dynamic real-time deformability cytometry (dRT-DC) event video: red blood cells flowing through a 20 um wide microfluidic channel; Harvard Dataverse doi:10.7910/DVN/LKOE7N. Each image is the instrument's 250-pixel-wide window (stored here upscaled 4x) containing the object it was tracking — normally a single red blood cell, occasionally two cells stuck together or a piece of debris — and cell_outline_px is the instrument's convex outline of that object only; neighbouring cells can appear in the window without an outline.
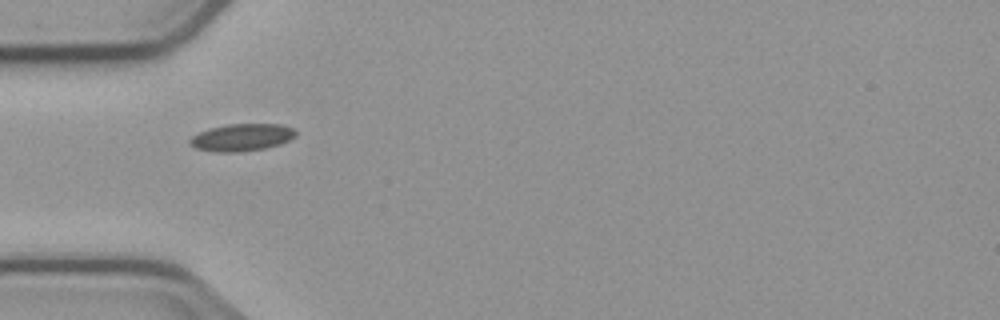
{"species": "common noctule bat (a hibernating species)", "species_latin": "Nyctalus noctula", "temperature_condition": "cold", "stored_images_in_passage": 3, "camera_frame_rate_fps": 3000, "um_per_image_px": 0.085, "animal": {"sex": "male", "body_mass_g": 23.1, "forearm_length_mm": 52.7}, "frame": {"image": 1, "passage_image": 2, "time_ms": 1.333, "image_size_px": [1000, 320], "cell_outline_px": [[296, 136], [280, 144], [264, 148], [236, 152], [216, 152], [196, 148], [188, 144], [188, 140], [192, 136], [208, 128], [228, 124], [280, 124], [292, 128], [296, 132]], "centroid_in_image_um": [20.52, 11.67], "position_along_channel_um": 64.5, "area_um2": 16.76}}
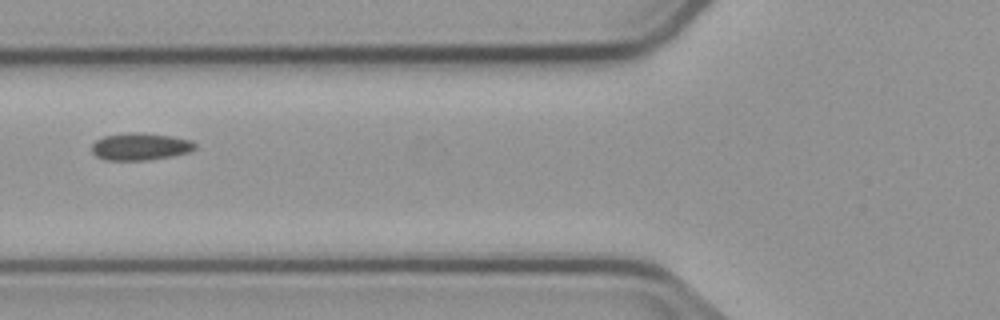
{"frame": {"image": 2, "passage_image": 3, "time_ms": 2.667, "image_size_px": [1000, 320], "cell_outline_px": [[196, 148], [188, 152], [172, 156], [148, 160], [104, 160], [96, 156], [92, 152], [92, 144], [96, 140], [104, 136], [128, 132], [140, 132], [172, 136], [192, 140], [196, 144]], "centroid_in_image_um": [11.92, 12.45], "position_along_channel_um": 113.9, "area_um2": 16.53}}